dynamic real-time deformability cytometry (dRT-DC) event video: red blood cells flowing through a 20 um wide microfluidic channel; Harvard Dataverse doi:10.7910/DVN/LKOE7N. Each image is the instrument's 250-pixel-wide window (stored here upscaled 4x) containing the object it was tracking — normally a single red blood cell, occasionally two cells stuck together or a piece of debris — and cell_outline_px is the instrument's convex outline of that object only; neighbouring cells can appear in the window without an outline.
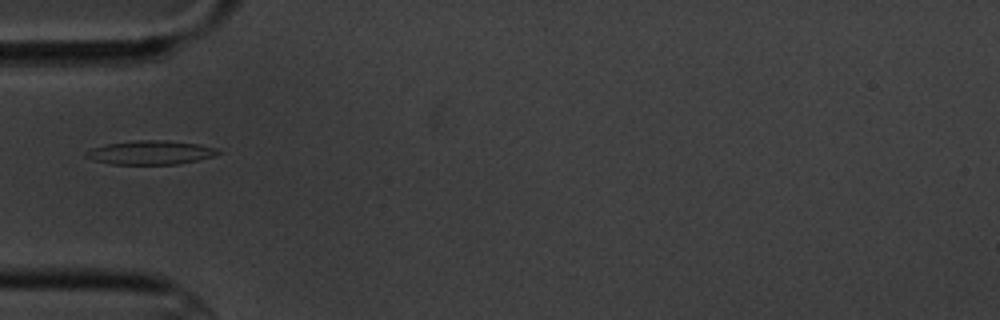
{"species": "common noctule bat (a hibernating species)", "species_latin": "Nyctalus noctula", "temperature_condition": "cold", "stored_images_in_passage": 5, "camera_frame_rate_fps": 3000, "um_per_image_px": 0.085, "animal": {"sex": "male", "body_mass_g": 20.1, "forearm_length_mm": 53.5}, "frame": {"image": 1, "passage_image": 5, "time_ms": 4.667, "image_size_px": [1000, 320], "cell_outline_px": [[220, 152], [212, 156], [196, 160], [176, 164], [112, 164], [96, 160], [84, 156], [84, 152], [92, 148], [108, 144], [136, 140], [168, 140], [200, 144], [216, 148]], "centroid_in_image_um": [12.79, 12.95], "position_along_channel_um": 72.2, "area_um2": 18.15}}